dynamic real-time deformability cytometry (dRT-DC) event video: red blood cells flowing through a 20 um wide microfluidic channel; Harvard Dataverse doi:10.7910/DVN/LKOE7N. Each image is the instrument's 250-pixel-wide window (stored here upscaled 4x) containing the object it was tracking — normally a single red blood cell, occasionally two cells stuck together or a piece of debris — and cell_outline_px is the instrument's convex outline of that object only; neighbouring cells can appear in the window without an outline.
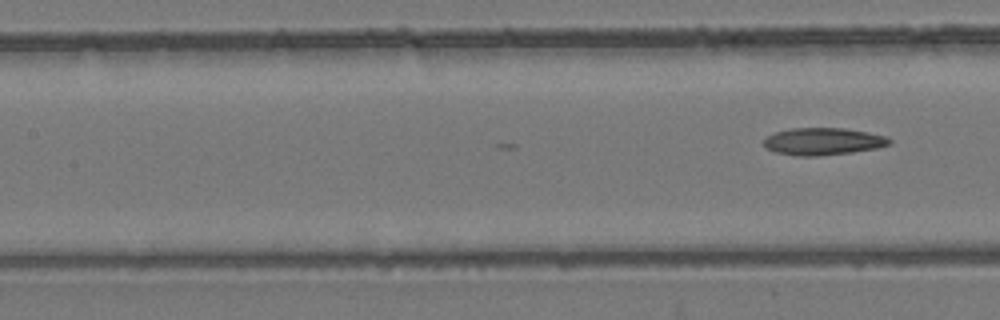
{"species": "common noctule bat (a hibernating species)", "species_latin": "Nyctalus noctula", "temperature_condition": "room temperature", "stored_images_in_passage": 20, "camera_frame_rate_fps": 3000, "um_per_image_px": 0.085, "animal": {"sex": "female", "body_mass_g": 24.6, "forearm_length_mm": 56.2}, "frame": {"image": 1, "passage_image": 20, "time_ms": 6.333, "image_size_px": [1000, 320], "cell_outline_px": [[892, 144], [876, 148], [852, 152], [820, 156], [800, 156], [776, 152], [768, 148], [764, 144], [764, 140], [768, 136], [776, 132], [792, 128], [844, 128], [868, 132], [884, 136], [892, 140]], "centroid_in_image_um": [70.0, 12.02], "position_along_channel_um": 137.4, "area_um2": 19.77}}